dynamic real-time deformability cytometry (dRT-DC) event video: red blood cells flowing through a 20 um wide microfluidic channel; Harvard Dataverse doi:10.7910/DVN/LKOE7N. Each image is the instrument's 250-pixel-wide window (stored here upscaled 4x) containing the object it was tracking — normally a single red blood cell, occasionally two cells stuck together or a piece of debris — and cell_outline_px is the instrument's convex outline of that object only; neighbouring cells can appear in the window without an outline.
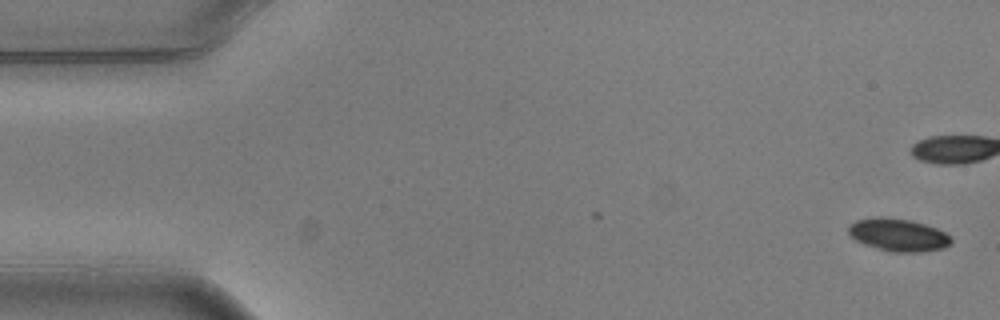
{"species": "common noctule bat (a hibernating species)", "species_latin": "Nyctalus noctula", "temperature_condition": "warm", "stored_images_in_passage": 2, "camera_frame_rate_fps": 3000, "um_per_image_px": 0.085, "animal": {"sex": "male", "body_mass_g": 20.5, "forearm_length_mm": 52.5}, "frame": {"image": 1, "passage_image": 2, "time_ms": 0.333, "image_size_px": [1000, 320], "cell_outline_px": [[952, 244], [944, 248], [920, 252], [892, 252], [864, 244], [856, 240], [848, 232], [848, 224], [856, 220], [876, 216], [880, 216], [912, 220], [936, 228], [952, 236]], "centroid_in_image_um": [76.36, 19.95], "position_along_channel_um": 8.6, "area_um2": 19.71}}